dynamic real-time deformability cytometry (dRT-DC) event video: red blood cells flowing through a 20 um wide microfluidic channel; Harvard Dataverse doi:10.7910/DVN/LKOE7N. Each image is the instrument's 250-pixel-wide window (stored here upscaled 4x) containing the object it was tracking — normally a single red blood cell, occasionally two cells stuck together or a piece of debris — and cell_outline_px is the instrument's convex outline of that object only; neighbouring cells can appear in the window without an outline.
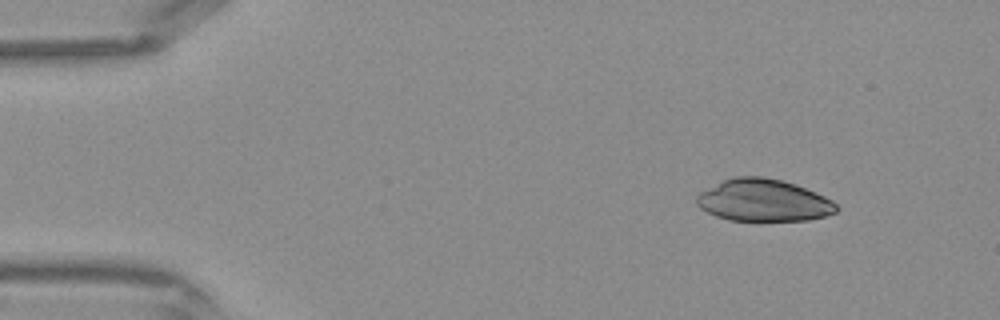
{"species": "Egyptian fruit bat (a non-hibernating species)", "species_latin": "Rousettus aegyptiacus", "temperature_condition": "warm", "stored_images_in_passage": 6, "camera_frame_rate_fps": 3000, "um_per_image_px": 0.085, "frame": {"image": 1, "passage_image": 1, "time_ms": 0.0, "image_size_px": [1000, 320], "cell_outline_px": [[840, 208], [836, 212], [824, 216], [808, 220], [728, 220], [716, 216], [700, 208], [696, 204], [696, 196], [700, 192], [724, 180], [736, 176], [764, 176], [780, 180], [804, 188], [824, 196], [832, 200]], "centroid_in_image_um": [64.88, 17.03], "position_along_channel_um": 20.1, "area_um2": 33.99}}